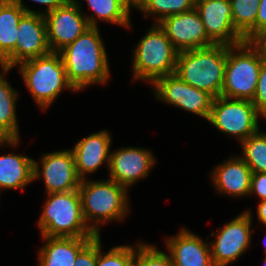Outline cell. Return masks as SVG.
<instances>
[{"instance_id": "obj_1", "label": "cell", "mask_w": 266, "mask_h": 266, "mask_svg": "<svg viewBox=\"0 0 266 266\" xmlns=\"http://www.w3.org/2000/svg\"><path fill=\"white\" fill-rule=\"evenodd\" d=\"M69 82L76 90L87 85L106 83L108 59L97 27L88 28L74 42L59 51Z\"/></svg>"}, {"instance_id": "obj_2", "label": "cell", "mask_w": 266, "mask_h": 266, "mask_svg": "<svg viewBox=\"0 0 266 266\" xmlns=\"http://www.w3.org/2000/svg\"><path fill=\"white\" fill-rule=\"evenodd\" d=\"M38 225L42 236L96 237L98 225L86 223L78 190L48 193ZM96 224V225H95Z\"/></svg>"}, {"instance_id": "obj_3", "label": "cell", "mask_w": 266, "mask_h": 266, "mask_svg": "<svg viewBox=\"0 0 266 266\" xmlns=\"http://www.w3.org/2000/svg\"><path fill=\"white\" fill-rule=\"evenodd\" d=\"M226 61L225 44L182 51L177 56L175 74L189 85L217 98L222 93Z\"/></svg>"}, {"instance_id": "obj_4", "label": "cell", "mask_w": 266, "mask_h": 266, "mask_svg": "<svg viewBox=\"0 0 266 266\" xmlns=\"http://www.w3.org/2000/svg\"><path fill=\"white\" fill-rule=\"evenodd\" d=\"M233 49L240 53H233ZM264 59V52L256 41L227 45V61L221 96L252 101Z\"/></svg>"}, {"instance_id": "obj_5", "label": "cell", "mask_w": 266, "mask_h": 266, "mask_svg": "<svg viewBox=\"0 0 266 266\" xmlns=\"http://www.w3.org/2000/svg\"><path fill=\"white\" fill-rule=\"evenodd\" d=\"M20 65L26 86L43 109L50 106L63 88L76 91L67 78L59 52H50L44 56L22 62Z\"/></svg>"}, {"instance_id": "obj_6", "label": "cell", "mask_w": 266, "mask_h": 266, "mask_svg": "<svg viewBox=\"0 0 266 266\" xmlns=\"http://www.w3.org/2000/svg\"><path fill=\"white\" fill-rule=\"evenodd\" d=\"M178 51L165 31L155 24L138 43L134 52V78L151 80L175 74Z\"/></svg>"}, {"instance_id": "obj_7", "label": "cell", "mask_w": 266, "mask_h": 266, "mask_svg": "<svg viewBox=\"0 0 266 266\" xmlns=\"http://www.w3.org/2000/svg\"><path fill=\"white\" fill-rule=\"evenodd\" d=\"M86 223L91 219L99 222L123 219L127 212L126 187L114 180L81 181L78 189Z\"/></svg>"}, {"instance_id": "obj_8", "label": "cell", "mask_w": 266, "mask_h": 266, "mask_svg": "<svg viewBox=\"0 0 266 266\" xmlns=\"http://www.w3.org/2000/svg\"><path fill=\"white\" fill-rule=\"evenodd\" d=\"M214 98L209 121L218 130L236 135L240 142L259 130L256 107L250 100Z\"/></svg>"}, {"instance_id": "obj_9", "label": "cell", "mask_w": 266, "mask_h": 266, "mask_svg": "<svg viewBox=\"0 0 266 266\" xmlns=\"http://www.w3.org/2000/svg\"><path fill=\"white\" fill-rule=\"evenodd\" d=\"M43 15L51 52H59L88 28L97 27L94 17L83 18L80 6L75 0H68L63 6Z\"/></svg>"}, {"instance_id": "obj_10", "label": "cell", "mask_w": 266, "mask_h": 266, "mask_svg": "<svg viewBox=\"0 0 266 266\" xmlns=\"http://www.w3.org/2000/svg\"><path fill=\"white\" fill-rule=\"evenodd\" d=\"M152 84L158 99L209 119L214 97L181 80L176 74L157 78Z\"/></svg>"}, {"instance_id": "obj_11", "label": "cell", "mask_w": 266, "mask_h": 266, "mask_svg": "<svg viewBox=\"0 0 266 266\" xmlns=\"http://www.w3.org/2000/svg\"><path fill=\"white\" fill-rule=\"evenodd\" d=\"M167 37L178 52L195 50L214 45L208 37L196 9L171 15L159 22Z\"/></svg>"}, {"instance_id": "obj_12", "label": "cell", "mask_w": 266, "mask_h": 266, "mask_svg": "<svg viewBox=\"0 0 266 266\" xmlns=\"http://www.w3.org/2000/svg\"><path fill=\"white\" fill-rule=\"evenodd\" d=\"M251 213L245 211L219 230L216 242H211L214 266H226L241 256L250 243Z\"/></svg>"}, {"instance_id": "obj_13", "label": "cell", "mask_w": 266, "mask_h": 266, "mask_svg": "<svg viewBox=\"0 0 266 266\" xmlns=\"http://www.w3.org/2000/svg\"><path fill=\"white\" fill-rule=\"evenodd\" d=\"M198 11L208 37L215 44L236 45L244 38L235 30L231 2L224 0H196Z\"/></svg>"}, {"instance_id": "obj_14", "label": "cell", "mask_w": 266, "mask_h": 266, "mask_svg": "<svg viewBox=\"0 0 266 266\" xmlns=\"http://www.w3.org/2000/svg\"><path fill=\"white\" fill-rule=\"evenodd\" d=\"M51 52L43 13H25L18 24L13 66Z\"/></svg>"}, {"instance_id": "obj_15", "label": "cell", "mask_w": 266, "mask_h": 266, "mask_svg": "<svg viewBox=\"0 0 266 266\" xmlns=\"http://www.w3.org/2000/svg\"><path fill=\"white\" fill-rule=\"evenodd\" d=\"M152 153L139 148H122L110 154V179L128 187L137 179L148 176L154 164Z\"/></svg>"}, {"instance_id": "obj_16", "label": "cell", "mask_w": 266, "mask_h": 266, "mask_svg": "<svg viewBox=\"0 0 266 266\" xmlns=\"http://www.w3.org/2000/svg\"><path fill=\"white\" fill-rule=\"evenodd\" d=\"M42 166L47 193L79 189L82 179L78 176L71 150L44 155Z\"/></svg>"}, {"instance_id": "obj_17", "label": "cell", "mask_w": 266, "mask_h": 266, "mask_svg": "<svg viewBox=\"0 0 266 266\" xmlns=\"http://www.w3.org/2000/svg\"><path fill=\"white\" fill-rule=\"evenodd\" d=\"M111 138L107 131L89 135L80 140L72 150L78 176L83 180L86 173L94 172L107 161L110 164ZM85 173V174H84Z\"/></svg>"}, {"instance_id": "obj_18", "label": "cell", "mask_w": 266, "mask_h": 266, "mask_svg": "<svg viewBox=\"0 0 266 266\" xmlns=\"http://www.w3.org/2000/svg\"><path fill=\"white\" fill-rule=\"evenodd\" d=\"M167 247L174 266H214L208 244L190 231L181 230Z\"/></svg>"}, {"instance_id": "obj_19", "label": "cell", "mask_w": 266, "mask_h": 266, "mask_svg": "<svg viewBox=\"0 0 266 266\" xmlns=\"http://www.w3.org/2000/svg\"><path fill=\"white\" fill-rule=\"evenodd\" d=\"M25 10L12 0H0V65L4 73L13 67L18 24Z\"/></svg>"}, {"instance_id": "obj_20", "label": "cell", "mask_w": 266, "mask_h": 266, "mask_svg": "<svg viewBox=\"0 0 266 266\" xmlns=\"http://www.w3.org/2000/svg\"><path fill=\"white\" fill-rule=\"evenodd\" d=\"M46 245L39 251V266H74L77 255L95 237H48Z\"/></svg>"}, {"instance_id": "obj_21", "label": "cell", "mask_w": 266, "mask_h": 266, "mask_svg": "<svg viewBox=\"0 0 266 266\" xmlns=\"http://www.w3.org/2000/svg\"><path fill=\"white\" fill-rule=\"evenodd\" d=\"M212 174L218 191L232 196L249 194L252 171L241 157L226 161Z\"/></svg>"}, {"instance_id": "obj_22", "label": "cell", "mask_w": 266, "mask_h": 266, "mask_svg": "<svg viewBox=\"0 0 266 266\" xmlns=\"http://www.w3.org/2000/svg\"><path fill=\"white\" fill-rule=\"evenodd\" d=\"M38 163L22 155L0 156V189H18L40 176Z\"/></svg>"}, {"instance_id": "obj_23", "label": "cell", "mask_w": 266, "mask_h": 266, "mask_svg": "<svg viewBox=\"0 0 266 266\" xmlns=\"http://www.w3.org/2000/svg\"><path fill=\"white\" fill-rule=\"evenodd\" d=\"M17 94L0 74V141L16 145L19 132L15 113Z\"/></svg>"}, {"instance_id": "obj_24", "label": "cell", "mask_w": 266, "mask_h": 266, "mask_svg": "<svg viewBox=\"0 0 266 266\" xmlns=\"http://www.w3.org/2000/svg\"><path fill=\"white\" fill-rule=\"evenodd\" d=\"M235 30L244 41H256V17L260 0H230Z\"/></svg>"}, {"instance_id": "obj_25", "label": "cell", "mask_w": 266, "mask_h": 266, "mask_svg": "<svg viewBox=\"0 0 266 266\" xmlns=\"http://www.w3.org/2000/svg\"><path fill=\"white\" fill-rule=\"evenodd\" d=\"M96 17L110 23L129 26L131 4L126 0H86Z\"/></svg>"}, {"instance_id": "obj_26", "label": "cell", "mask_w": 266, "mask_h": 266, "mask_svg": "<svg viewBox=\"0 0 266 266\" xmlns=\"http://www.w3.org/2000/svg\"><path fill=\"white\" fill-rule=\"evenodd\" d=\"M196 0H141L135 7L147 14H159L157 23L164 18L195 9Z\"/></svg>"}, {"instance_id": "obj_27", "label": "cell", "mask_w": 266, "mask_h": 266, "mask_svg": "<svg viewBox=\"0 0 266 266\" xmlns=\"http://www.w3.org/2000/svg\"><path fill=\"white\" fill-rule=\"evenodd\" d=\"M244 157L242 159L252 172H266V134L258 131L241 142Z\"/></svg>"}, {"instance_id": "obj_28", "label": "cell", "mask_w": 266, "mask_h": 266, "mask_svg": "<svg viewBox=\"0 0 266 266\" xmlns=\"http://www.w3.org/2000/svg\"><path fill=\"white\" fill-rule=\"evenodd\" d=\"M100 246V235H98L96 266H134L135 250L133 247L116 246L108 254H102Z\"/></svg>"}, {"instance_id": "obj_29", "label": "cell", "mask_w": 266, "mask_h": 266, "mask_svg": "<svg viewBox=\"0 0 266 266\" xmlns=\"http://www.w3.org/2000/svg\"><path fill=\"white\" fill-rule=\"evenodd\" d=\"M135 251L134 266H174L170 255L158 251L154 246L140 244Z\"/></svg>"}, {"instance_id": "obj_30", "label": "cell", "mask_w": 266, "mask_h": 266, "mask_svg": "<svg viewBox=\"0 0 266 266\" xmlns=\"http://www.w3.org/2000/svg\"><path fill=\"white\" fill-rule=\"evenodd\" d=\"M251 102L257 112L266 119V59L262 61L255 96Z\"/></svg>"}, {"instance_id": "obj_31", "label": "cell", "mask_w": 266, "mask_h": 266, "mask_svg": "<svg viewBox=\"0 0 266 266\" xmlns=\"http://www.w3.org/2000/svg\"><path fill=\"white\" fill-rule=\"evenodd\" d=\"M97 236L77 255L74 266H96Z\"/></svg>"}, {"instance_id": "obj_32", "label": "cell", "mask_w": 266, "mask_h": 266, "mask_svg": "<svg viewBox=\"0 0 266 266\" xmlns=\"http://www.w3.org/2000/svg\"><path fill=\"white\" fill-rule=\"evenodd\" d=\"M256 193L261 201L266 200V172H252L249 194Z\"/></svg>"}, {"instance_id": "obj_33", "label": "cell", "mask_w": 266, "mask_h": 266, "mask_svg": "<svg viewBox=\"0 0 266 266\" xmlns=\"http://www.w3.org/2000/svg\"><path fill=\"white\" fill-rule=\"evenodd\" d=\"M266 32V0H260L256 17V41Z\"/></svg>"}, {"instance_id": "obj_34", "label": "cell", "mask_w": 266, "mask_h": 266, "mask_svg": "<svg viewBox=\"0 0 266 266\" xmlns=\"http://www.w3.org/2000/svg\"><path fill=\"white\" fill-rule=\"evenodd\" d=\"M12 1L14 3H16L17 5H19L27 13H37V12L32 11V10L28 9L27 7L23 6L22 0H12ZM33 1L40 3V4H46L47 5V12L46 13H49V12L57 9L58 7L63 6L68 0H33Z\"/></svg>"}, {"instance_id": "obj_35", "label": "cell", "mask_w": 266, "mask_h": 266, "mask_svg": "<svg viewBox=\"0 0 266 266\" xmlns=\"http://www.w3.org/2000/svg\"><path fill=\"white\" fill-rule=\"evenodd\" d=\"M259 220L266 225V200H262L257 209Z\"/></svg>"}, {"instance_id": "obj_36", "label": "cell", "mask_w": 266, "mask_h": 266, "mask_svg": "<svg viewBox=\"0 0 266 266\" xmlns=\"http://www.w3.org/2000/svg\"><path fill=\"white\" fill-rule=\"evenodd\" d=\"M256 42L259 45H266V32Z\"/></svg>"}, {"instance_id": "obj_37", "label": "cell", "mask_w": 266, "mask_h": 266, "mask_svg": "<svg viewBox=\"0 0 266 266\" xmlns=\"http://www.w3.org/2000/svg\"><path fill=\"white\" fill-rule=\"evenodd\" d=\"M126 1L133 6H136L141 0H126Z\"/></svg>"}, {"instance_id": "obj_38", "label": "cell", "mask_w": 266, "mask_h": 266, "mask_svg": "<svg viewBox=\"0 0 266 266\" xmlns=\"http://www.w3.org/2000/svg\"><path fill=\"white\" fill-rule=\"evenodd\" d=\"M263 52H264V55H265V59H266V45H260Z\"/></svg>"}]
</instances>
